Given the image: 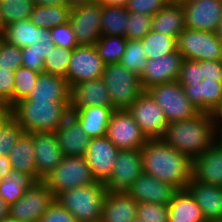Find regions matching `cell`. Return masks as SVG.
<instances>
[{"label": "cell", "instance_id": "4316f807", "mask_svg": "<svg viewBox=\"0 0 222 222\" xmlns=\"http://www.w3.org/2000/svg\"><path fill=\"white\" fill-rule=\"evenodd\" d=\"M115 108L105 106H87L70 109V113L79 121L82 129L90 138L106 136V130Z\"/></svg>", "mask_w": 222, "mask_h": 222}, {"label": "cell", "instance_id": "83f0119b", "mask_svg": "<svg viewBox=\"0 0 222 222\" xmlns=\"http://www.w3.org/2000/svg\"><path fill=\"white\" fill-rule=\"evenodd\" d=\"M49 29L36 26L29 19L16 21L5 26L3 39L20 48L32 46L41 39H51Z\"/></svg>", "mask_w": 222, "mask_h": 222}, {"label": "cell", "instance_id": "94428289", "mask_svg": "<svg viewBox=\"0 0 222 222\" xmlns=\"http://www.w3.org/2000/svg\"><path fill=\"white\" fill-rule=\"evenodd\" d=\"M0 222H18V221L16 219L7 216L4 219H2Z\"/></svg>", "mask_w": 222, "mask_h": 222}, {"label": "cell", "instance_id": "e575fe53", "mask_svg": "<svg viewBox=\"0 0 222 222\" xmlns=\"http://www.w3.org/2000/svg\"><path fill=\"white\" fill-rule=\"evenodd\" d=\"M23 133L24 129L10 110L0 108V156H8Z\"/></svg>", "mask_w": 222, "mask_h": 222}, {"label": "cell", "instance_id": "11a10c76", "mask_svg": "<svg viewBox=\"0 0 222 222\" xmlns=\"http://www.w3.org/2000/svg\"><path fill=\"white\" fill-rule=\"evenodd\" d=\"M128 0H96V3L106 5L125 6Z\"/></svg>", "mask_w": 222, "mask_h": 222}, {"label": "cell", "instance_id": "6f0895ef", "mask_svg": "<svg viewBox=\"0 0 222 222\" xmlns=\"http://www.w3.org/2000/svg\"><path fill=\"white\" fill-rule=\"evenodd\" d=\"M215 141L222 146V128H215Z\"/></svg>", "mask_w": 222, "mask_h": 222}, {"label": "cell", "instance_id": "484cf974", "mask_svg": "<svg viewBox=\"0 0 222 222\" xmlns=\"http://www.w3.org/2000/svg\"><path fill=\"white\" fill-rule=\"evenodd\" d=\"M71 87L66 78L41 72L27 99L31 101H70Z\"/></svg>", "mask_w": 222, "mask_h": 222}, {"label": "cell", "instance_id": "52a82bcc", "mask_svg": "<svg viewBox=\"0 0 222 222\" xmlns=\"http://www.w3.org/2000/svg\"><path fill=\"white\" fill-rule=\"evenodd\" d=\"M56 197L75 187L91 185L94 178L85 157L63 156L61 163L42 180Z\"/></svg>", "mask_w": 222, "mask_h": 222}, {"label": "cell", "instance_id": "8992f818", "mask_svg": "<svg viewBox=\"0 0 222 222\" xmlns=\"http://www.w3.org/2000/svg\"><path fill=\"white\" fill-rule=\"evenodd\" d=\"M102 79L115 109H128L145 91L139 76L120 62L106 64Z\"/></svg>", "mask_w": 222, "mask_h": 222}, {"label": "cell", "instance_id": "836d02e7", "mask_svg": "<svg viewBox=\"0 0 222 222\" xmlns=\"http://www.w3.org/2000/svg\"><path fill=\"white\" fill-rule=\"evenodd\" d=\"M34 182L29 175L12 170L0 180V197L11 205L19 200Z\"/></svg>", "mask_w": 222, "mask_h": 222}, {"label": "cell", "instance_id": "f907efd6", "mask_svg": "<svg viewBox=\"0 0 222 222\" xmlns=\"http://www.w3.org/2000/svg\"><path fill=\"white\" fill-rule=\"evenodd\" d=\"M12 171L8 156H0V180Z\"/></svg>", "mask_w": 222, "mask_h": 222}, {"label": "cell", "instance_id": "603a6c76", "mask_svg": "<svg viewBox=\"0 0 222 222\" xmlns=\"http://www.w3.org/2000/svg\"><path fill=\"white\" fill-rule=\"evenodd\" d=\"M87 106L115 108L102 78L79 82L71 86L70 109Z\"/></svg>", "mask_w": 222, "mask_h": 222}, {"label": "cell", "instance_id": "f6af8a7d", "mask_svg": "<svg viewBox=\"0 0 222 222\" xmlns=\"http://www.w3.org/2000/svg\"><path fill=\"white\" fill-rule=\"evenodd\" d=\"M137 216L144 222H168L169 207L164 204L138 203Z\"/></svg>", "mask_w": 222, "mask_h": 222}, {"label": "cell", "instance_id": "9f6ffc18", "mask_svg": "<svg viewBox=\"0 0 222 222\" xmlns=\"http://www.w3.org/2000/svg\"><path fill=\"white\" fill-rule=\"evenodd\" d=\"M66 4L70 7L79 5V4H90V3H96V0H65Z\"/></svg>", "mask_w": 222, "mask_h": 222}, {"label": "cell", "instance_id": "6da1fadb", "mask_svg": "<svg viewBox=\"0 0 222 222\" xmlns=\"http://www.w3.org/2000/svg\"><path fill=\"white\" fill-rule=\"evenodd\" d=\"M178 82L199 112L213 114L222 105V61L183 59Z\"/></svg>", "mask_w": 222, "mask_h": 222}, {"label": "cell", "instance_id": "7c38bea8", "mask_svg": "<svg viewBox=\"0 0 222 222\" xmlns=\"http://www.w3.org/2000/svg\"><path fill=\"white\" fill-rule=\"evenodd\" d=\"M106 137L119 150H141L148 140L126 109L113 111L106 130Z\"/></svg>", "mask_w": 222, "mask_h": 222}, {"label": "cell", "instance_id": "ab89813d", "mask_svg": "<svg viewBox=\"0 0 222 222\" xmlns=\"http://www.w3.org/2000/svg\"><path fill=\"white\" fill-rule=\"evenodd\" d=\"M39 75V72L24 66H20L14 71L13 105L29 96Z\"/></svg>", "mask_w": 222, "mask_h": 222}, {"label": "cell", "instance_id": "1f68e13d", "mask_svg": "<svg viewBox=\"0 0 222 222\" xmlns=\"http://www.w3.org/2000/svg\"><path fill=\"white\" fill-rule=\"evenodd\" d=\"M128 14L125 6L102 4L101 36L125 38Z\"/></svg>", "mask_w": 222, "mask_h": 222}, {"label": "cell", "instance_id": "d590c367", "mask_svg": "<svg viewBox=\"0 0 222 222\" xmlns=\"http://www.w3.org/2000/svg\"><path fill=\"white\" fill-rule=\"evenodd\" d=\"M148 60L158 59L177 50V39L150 30L141 40Z\"/></svg>", "mask_w": 222, "mask_h": 222}, {"label": "cell", "instance_id": "bcb514c9", "mask_svg": "<svg viewBox=\"0 0 222 222\" xmlns=\"http://www.w3.org/2000/svg\"><path fill=\"white\" fill-rule=\"evenodd\" d=\"M51 41L57 47L74 49L78 46L73 26L70 21L50 29Z\"/></svg>", "mask_w": 222, "mask_h": 222}, {"label": "cell", "instance_id": "be15d7a7", "mask_svg": "<svg viewBox=\"0 0 222 222\" xmlns=\"http://www.w3.org/2000/svg\"><path fill=\"white\" fill-rule=\"evenodd\" d=\"M131 222H144L138 216H136Z\"/></svg>", "mask_w": 222, "mask_h": 222}, {"label": "cell", "instance_id": "44dd1931", "mask_svg": "<svg viewBox=\"0 0 222 222\" xmlns=\"http://www.w3.org/2000/svg\"><path fill=\"white\" fill-rule=\"evenodd\" d=\"M191 178L222 187V146L216 141L201 155L192 159Z\"/></svg>", "mask_w": 222, "mask_h": 222}, {"label": "cell", "instance_id": "ffe728a7", "mask_svg": "<svg viewBox=\"0 0 222 222\" xmlns=\"http://www.w3.org/2000/svg\"><path fill=\"white\" fill-rule=\"evenodd\" d=\"M36 172L39 181L50 174L63 158L54 132H32Z\"/></svg>", "mask_w": 222, "mask_h": 222}, {"label": "cell", "instance_id": "d6a6232c", "mask_svg": "<svg viewBox=\"0 0 222 222\" xmlns=\"http://www.w3.org/2000/svg\"><path fill=\"white\" fill-rule=\"evenodd\" d=\"M70 9L69 5H35L29 20L40 28L50 30L69 21Z\"/></svg>", "mask_w": 222, "mask_h": 222}, {"label": "cell", "instance_id": "277c9868", "mask_svg": "<svg viewBox=\"0 0 222 222\" xmlns=\"http://www.w3.org/2000/svg\"><path fill=\"white\" fill-rule=\"evenodd\" d=\"M9 110L26 133L55 132L70 114V101H31L24 98Z\"/></svg>", "mask_w": 222, "mask_h": 222}, {"label": "cell", "instance_id": "d4e9b609", "mask_svg": "<svg viewBox=\"0 0 222 222\" xmlns=\"http://www.w3.org/2000/svg\"><path fill=\"white\" fill-rule=\"evenodd\" d=\"M137 206L126 192L107 191L100 222H131L137 216Z\"/></svg>", "mask_w": 222, "mask_h": 222}, {"label": "cell", "instance_id": "c3c4849f", "mask_svg": "<svg viewBox=\"0 0 222 222\" xmlns=\"http://www.w3.org/2000/svg\"><path fill=\"white\" fill-rule=\"evenodd\" d=\"M14 71L0 68V108L13 106Z\"/></svg>", "mask_w": 222, "mask_h": 222}, {"label": "cell", "instance_id": "9c48e42d", "mask_svg": "<svg viewBox=\"0 0 222 222\" xmlns=\"http://www.w3.org/2000/svg\"><path fill=\"white\" fill-rule=\"evenodd\" d=\"M183 59L222 61V42L215 32L185 28L177 38Z\"/></svg>", "mask_w": 222, "mask_h": 222}, {"label": "cell", "instance_id": "f546056e", "mask_svg": "<svg viewBox=\"0 0 222 222\" xmlns=\"http://www.w3.org/2000/svg\"><path fill=\"white\" fill-rule=\"evenodd\" d=\"M184 29V12L182 5L176 0L170 2L165 8H162L153 16L152 31L172 36L177 39Z\"/></svg>", "mask_w": 222, "mask_h": 222}, {"label": "cell", "instance_id": "8fae6325", "mask_svg": "<svg viewBox=\"0 0 222 222\" xmlns=\"http://www.w3.org/2000/svg\"><path fill=\"white\" fill-rule=\"evenodd\" d=\"M147 139H161L168 121L153 97L144 91L127 109Z\"/></svg>", "mask_w": 222, "mask_h": 222}, {"label": "cell", "instance_id": "cb8c5ba5", "mask_svg": "<svg viewBox=\"0 0 222 222\" xmlns=\"http://www.w3.org/2000/svg\"><path fill=\"white\" fill-rule=\"evenodd\" d=\"M185 189L200 207L206 222L222 220V187L191 178Z\"/></svg>", "mask_w": 222, "mask_h": 222}, {"label": "cell", "instance_id": "30bf717a", "mask_svg": "<svg viewBox=\"0 0 222 222\" xmlns=\"http://www.w3.org/2000/svg\"><path fill=\"white\" fill-rule=\"evenodd\" d=\"M54 200L43 181L34 182L19 200L9 205L8 216L18 222H39Z\"/></svg>", "mask_w": 222, "mask_h": 222}, {"label": "cell", "instance_id": "7dc6e473", "mask_svg": "<svg viewBox=\"0 0 222 222\" xmlns=\"http://www.w3.org/2000/svg\"><path fill=\"white\" fill-rule=\"evenodd\" d=\"M173 0H128L125 7L128 13H141L154 16Z\"/></svg>", "mask_w": 222, "mask_h": 222}, {"label": "cell", "instance_id": "60d3db41", "mask_svg": "<svg viewBox=\"0 0 222 222\" xmlns=\"http://www.w3.org/2000/svg\"><path fill=\"white\" fill-rule=\"evenodd\" d=\"M148 59L141 40H127L126 49L120 63L138 76L143 72Z\"/></svg>", "mask_w": 222, "mask_h": 222}, {"label": "cell", "instance_id": "f1b7e54d", "mask_svg": "<svg viewBox=\"0 0 222 222\" xmlns=\"http://www.w3.org/2000/svg\"><path fill=\"white\" fill-rule=\"evenodd\" d=\"M12 170L29 175L35 182L39 181L36 172L34 144L32 135L24 132L18 139L14 148L8 154Z\"/></svg>", "mask_w": 222, "mask_h": 222}, {"label": "cell", "instance_id": "3957f363", "mask_svg": "<svg viewBox=\"0 0 222 222\" xmlns=\"http://www.w3.org/2000/svg\"><path fill=\"white\" fill-rule=\"evenodd\" d=\"M161 139L191 160L201 156L215 141L213 114L200 112L192 119L171 122Z\"/></svg>", "mask_w": 222, "mask_h": 222}, {"label": "cell", "instance_id": "816d5d0a", "mask_svg": "<svg viewBox=\"0 0 222 222\" xmlns=\"http://www.w3.org/2000/svg\"><path fill=\"white\" fill-rule=\"evenodd\" d=\"M35 5L60 6L67 5L65 0H33Z\"/></svg>", "mask_w": 222, "mask_h": 222}, {"label": "cell", "instance_id": "681fc988", "mask_svg": "<svg viewBox=\"0 0 222 222\" xmlns=\"http://www.w3.org/2000/svg\"><path fill=\"white\" fill-rule=\"evenodd\" d=\"M39 222H78L74 216L56 200L50 205Z\"/></svg>", "mask_w": 222, "mask_h": 222}, {"label": "cell", "instance_id": "4fadbf2b", "mask_svg": "<svg viewBox=\"0 0 222 222\" xmlns=\"http://www.w3.org/2000/svg\"><path fill=\"white\" fill-rule=\"evenodd\" d=\"M105 65L94 45H78L73 49L65 78L70 87L79 82L102 78Z\"/></svg>", "mask_w": 222, "mask_h": 222}, {"label": "cell", "instance_id": "9a60e30c", "mask_svg": "<svg viewBox=\"0 0 222 222\" xmlns=\"http://www.w3.org/2000/svg\"><path fill=\"white\" fill-rule=\"evenodd\" d=\"M143 172L140 150H119L113 171L104 182V186L107 191L126 192Z\"/></svg>", "mask_w": 222, "mask_h": 222}, {"label": "cell", "instance_id": "e0dca14e", "mask_svg": "<svg viewBox=\"0 0 222 222\" xmlns=\"http://www.w3.org/2000/svg\"><path fill=\"white\" fill-rule=\"evenodd\" d=\"M177 191L178 189L168 182H163L143 172L126 193L137 203L169 205Z\"/></svg>", "mask_w": 222, "mask_h": 222}, {"label": "cell", "instance_id": "8d00e7d4", "mask_svg": "<svg viewBox=\"0 0 222 222\" xmlns=\"http://www.w3.org/2000/svg\"><path fill=\"white\" fill-rule=\"evenodd\" d=\"M51 39H41L32 46L22 48V66L39 73L44 71V60L54 49Z\"/></svg>", "mask_w": 222, "mask_h": 222}, {"label": "cell", "instance_id": "d6986e66", "mask_svg": "<svg viewBox=\"0 0 222 222\" xmlns=\"http://www.w3.org/2000/svg\"><path fill=\"white\" fill-rule=\"evenodd\" d=\"M183 57L176 50L158 59L148 60L143 72L139 75L143 89L153 85L178 80Z\"/></svg>", "mask_w": 222, "mask_h": 222}, {"label": "cell", "instance_id": "6125c7cd", "mask_svg": "<svg viewBox=\"0 0 222 222\" xmlns=\"http://www.w3.org/2000/svg\"><path fill=\"white\" fill-rule=\"evenodd\" d=\"M179 4L189 3L194 0H176Z\"/></svg>", "mask_w": 222, "mask_h": 222}, {"label": "cell", "instance_id": "f5cc1de1", "mask_svg": "<svg viewBox=\"0 0 222 222\" xmlns=\"http://www.w3.org/2000/svg\"><path fill=\"white\" fill-rule=\"evenodd\" d=\"M215 128H222V105L213 113Z\"/></svg>", "mask_w": 222, "mask_h": 222}, {"label": "cell", "instance_id": "ac0fdd59", "mask_svg": "<svg viewBox=\"0 0 222 222\" xmlns=\"http://www.w3.org/2000/svg\"><path fill=\"white\" fill-rule=\"evenodd\" d=\"M118 152L106 136L91 138L85 159L97 181L105 182L111 175Z\"/></svg>", "mask_w": 222, "mask_h": 222}, {"label": "cell", "instance_id": "4dcf8cb0", "mask_svg": "<svg viewBox=\"0 0 222 222\" xmlns=\"http://www.w3.org/2000/svg\"><path fill=\"white\" fill-rule=\"evenodd\" d=\"M168 207V222H206L200 207L186 189L178 190Z\"/></svg>", "mask_w": 222, "mask_h": 222}, {"label": "cell", "instance_id": "7bdbcfd3", "mask_svg": "<svg viewBox=\"0 0 222 222\" xmlns=\"http://www.w3.org/2000/svg\"><path fill=\"white\" fill-rule=\"evenodd\" d=\"M153 16L141 13H129L127 18L125 38L127 40H142L151 30Z\"/></svg>", "mask_w": 222, "mask_h": 222}, {"label": "cell", "instance_id": "e7e4bbea", "mask_svg": "<svg viewBox=\"0 0 222 222\" xmlns=\"http://www.w3.org/2000/svg\"><path fill=\"white\" fill-rule=\"evenodd\" d=\"M2 39H3V31L0 30V42H1Z\"/></svg>", "mask_w": 222, "mask_h": 222}, {"label": "cell", "instance_id": "ee69618b", "mask_svg": "<svg viewBox=\"0 0 222 222\" xmlns=\"http://www.w3.org/2000/svg\"><path fill=\"white\" fill-rule=\"evenodd\" d=\"M22 66V48L4 39L0 42V68L15 71Z\"/></svg>", "mask_w": 222, "mask_h": 222}, {"label": "cell", "instance_id": "5b68a950", "mask_svg": "<svg viewBox=\"0 0 222 222\" xmlns=\"http://www.w3.org/2000/svg\"><path fill=\"white\" fill-rule=\"evenodd\" d=\"M106 195L104 182L96 181L59 193L55 200L78 222H100Z\"/></svg>", "mask_w": 222, "mask_h": 222}, {"label": "cell", "instance_id": "ba28073f", "mask_svg": "<svg viewBox=\"0 0 222 222\" xmlns=\"http://www.w3.org/2000/svg\"><path fill=\"white\" fill-rule=\"evenodd\" d=\"M163 109L168 123L189 120L200 112L186 97L185 91L178 80L153 85L146 90Z\"/></svg>", "mask_w": 222, "mask_h": 222}, {"label": "cell", "instance_id": "2e32d148", "mask_svg": "<svg viewBox=\"0 0 222 222\" xmlns=\"http://www.w3.org/2000/svg\"><path fill=\"white\" fill-rule=\"evenodd\" d=\"M181 5L185 28L216 32L222 19V0H194Z\"/></svg>", "mask_w": 222, "mask_h": 222}, {"label": "cell", "instance_id": "680465c9", "mask_svg": "<svg viewBox=\"0 0 222 222\" xmlns=\"http://www.w3.org/2000/svg\"><path fill=\"white\" fill-rule=\"evenodd\" d=\"M216 36L218 37V39L222 42V19L218 24V28L216 30Z\"/></svg>", "mask_w": 222, "mask_h": 222}, {"label": "cell", "instance_id": "7402d4cb", "mask_svg": "<svg viewBox=\"0 0 222 222\" xmlns=\"http://www.w3.org/2000/svg\"><path fill=\"white\" fill-rule=\"evenodd\" d=\"M54 133L63 156L85 157L91 138L71 113Z\"/></svg>", "mask_w": 222, "mask_h": 222}, {"label": "cell", "instance_id": "f35d334b", "mask_svg": "<svg viewBox=\"0 0 222 222\" xmlns=\"http://www.w3.org/2000/svg\"><path fill=\"white\" fill-rule=\"evenodd\" d=\"M0 5L5 26L30 19L35 6L33 0H0Z\"/></svg>", "mask_w": 222, "mask_h": 222}, {"label": "cell", "instance_id": "5bb4252c", "mask_svg": "<svg viewBox=\"0 0 222 222\" xmlns=\"http://www.w3.org/2000/svg\"><path fill=\"white\" fill-rule=\"evenodd\" d=\"M102 4H79L71 7L69 21L78 45H94L101 37Z\"/></svg>", "mask_w": 222, "mask_h": 222}, {"label": "cell", "instance_id": "7a4b0ae2", "mask_svg": "<svg viewBox=\"0 0 222 222\" xmlns=\"http://www.w3.org/2000/svg\"><path fill=\"white\" fill-rule=\"evenodd\" d=\"M143 171L183 190L191 180L192 160L162 139H148L140 150Z\"/></svg>", "mask_w": 222, "mask_h": 222}, {"label": "cell", "instance_id": "b9f144b4", "mask_svg": "<svg viewBox=\"0 0 222 222\" xmlns=\"http://www.w3.org/2000/svg\"><path fill=\"white\" fill-rule=\"evenodd\" d=\"M72 52L73 49L55 46L44 60L43 72L65 78Z\"/></svg>", "mask_w": 222, "mask_h": 222}, {"label": "cell", "instance_id": "91938a15", "mask_svg": "<svg viewBox=\"0 0 222 222\" xmlns=\"http://www.w3.org/2000/svg\"><path fill=\"white\" fill-rule=\"evenodd\" d=\"M4 29H5V24L3 21L2 14H1V5H0V30L4 31Z\"/></svg>", "mask_w": 222, "mask_h": 222}, {"label": "cell", "instance_id": "db71d44e", "mask_svg": "<svg viewBox=\"0 0 222 222\" xmlns=\"http://www.w3.org/2000/svg\"><path fill=\"white\" fill-rule=\"evenodd\" d=\"M9 205L0 197V221L8 216Z\"/></svg>", "mask_w": 222, "mask_h": 222}, {"label": "cell", "instance_id": "74e56055", "mask_svg": "<svg viewBox=\"0 0 222 222\" xmlns=\"http://www.w3.org/2000/svg\"><path fill=\"white\" fill-rule=\"evenodd\" d=\"M126 45L127 39L120 36H101L94 44L105 64L120 62Z\"/></svg>", "mask_w": 222, "mask_h": 222}]
</instances>
